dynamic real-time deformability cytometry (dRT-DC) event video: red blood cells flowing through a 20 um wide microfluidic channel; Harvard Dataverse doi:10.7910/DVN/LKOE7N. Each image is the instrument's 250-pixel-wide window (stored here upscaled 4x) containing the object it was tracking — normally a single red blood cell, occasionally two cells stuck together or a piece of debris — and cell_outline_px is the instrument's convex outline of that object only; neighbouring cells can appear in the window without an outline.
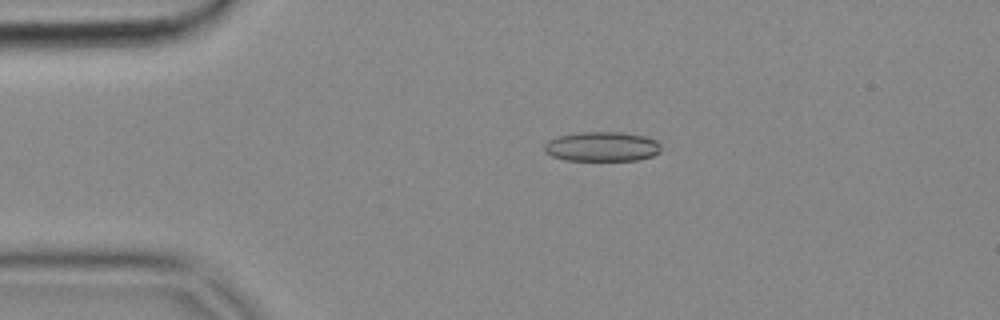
{"species": "common noctule bat (a hibernating species)", "species_latin": "Nyctalus noctula", "temperature_condition": "cold", "stored_images_in_passage": 9, "camera_frame_rate_fps": 3000, "um_per_image_px": 0.085, "animal": {"sex": "female", "body_mass_g": 18.4}, "frame": {"image": 1, "passage_image": 3, "time_ms": 0.667, "image_size_px": [1000, 320], "cell_outline_px": [[660, 152], [652, 156], [636, 160], [564, 160], [552, 156], [544, 152], [544, 144], [548, 140], [556, 136], [580, 132], [620, 132], [644, 136], [656, 140], [660, 144]], "centroid_in_image_um": [51.13, 12.46], "position_along_channel_um": 33.9, "area_um2": 20.23}}